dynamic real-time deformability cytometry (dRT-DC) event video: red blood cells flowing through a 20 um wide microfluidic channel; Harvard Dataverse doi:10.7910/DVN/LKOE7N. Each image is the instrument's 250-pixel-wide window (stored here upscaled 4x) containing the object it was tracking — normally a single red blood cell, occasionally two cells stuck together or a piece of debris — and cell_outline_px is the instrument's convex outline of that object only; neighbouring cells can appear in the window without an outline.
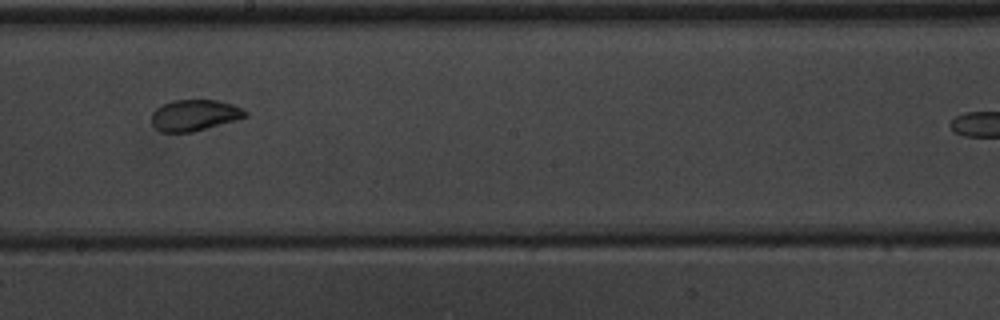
{"species": "common noctule bat (a hibernating species)", "species_latin": "Nyctalus noctula", "temperature_condition": "warm", "stored_images_in_passage": 10, "camera_frame_rate_fps": 3000, "um_per_image_px": 0.085, "animal": {"sex": "male", "body_mass_g": 20.1, "forearm_length_mm": 53.5}, "frame": {"image": 1, "passage_image": 9, "time_ms": 10.333, "image_size_px": [1000, 320], "cell_outline_px": [[248, 116], [192, 132], [160, 132], [152, 124], [152, 112], [156, 108], [172, 100], [216, 100], [232, 104], [248, 112]], "centroid_in_image_um": [16.51, 9.79], "position_along_channel_um": 231.7, "area_um2": 16.82}}